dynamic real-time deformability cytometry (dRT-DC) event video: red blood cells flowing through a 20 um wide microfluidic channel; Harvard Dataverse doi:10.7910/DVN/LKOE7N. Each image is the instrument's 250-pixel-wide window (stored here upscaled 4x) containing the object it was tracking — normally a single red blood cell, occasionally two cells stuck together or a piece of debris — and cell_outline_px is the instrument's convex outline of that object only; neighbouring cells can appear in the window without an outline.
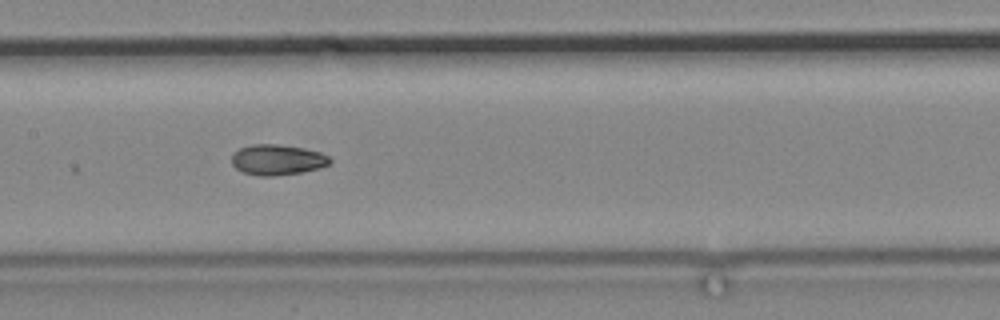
{"species": "common noctule bat (a hibernating species)", "species_latin": "Nyctalus noctula", "temperature_condition": "cold", "stored_images_in_passage": 12, "camera_frame_rate_fps": 3000, "um_per_image_px": 0.085, "animal": {"sex": "male", "body_mass_g": 19.2, "forearm_length_mm": 51.8}, "frame": {"image": 1, "passage_image": 12, "time_ms": 13.333, "image_size_px": [1000, 320], "cell_outline_px": [[332, 160], [328, 164], [316, 168], [300, 172], [272, 176], [260, 176], [244, 172], [236, 168], [232, 164], [232, 156], [240, 148], [252, 144], [276, 144], [304, 148], [320, 152], [328, 156]], "centroid_in_image_um": [23.56, 13.57], "position_along_channel_um": 183.8, "area_um2": 17.17}}